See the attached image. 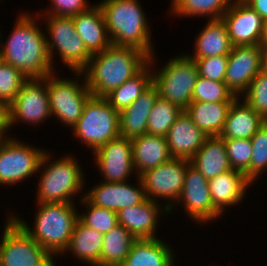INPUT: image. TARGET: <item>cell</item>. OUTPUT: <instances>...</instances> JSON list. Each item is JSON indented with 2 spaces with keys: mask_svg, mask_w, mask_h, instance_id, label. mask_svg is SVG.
<instances>
[{
  "mask_svg": "<svg viewBox=\"0 0 267 266\" xmlns=\"http://www.w3.org/2000/svg\"><path fill=\"white\" fill-rule=\"evenodd\" d=\"M32 14V15H31ZM19 12L7 40L2 42L4 62L19 69L27 78H42L56 72L46 42L45 31L37 23L39 15Z\"/></svg>",
  "mask_w": 267,
  "mask_h": 266,
  "instance_id": "6da1fadb",
  "label": "cell"
},
{
  "mask_svg": "<svg viewBox=\"0 0 267 266\" xmlns=\"http://www.w3.org/2000/svg\"><path fill=\"white\" fill-rule=\"evenodd\" d=\"M148 60L149 57L137 48L111 44L93 54L81 72L92 96L105 97L136 75Z\"/></svg>",
  "mask_w": 267,
  "mask_h": 266,
  "instance_id": "7a4b0ae2",
  "label": "cell"
},
{
  "mask_svg": "<svg viewBox=\"0 0 267 266\" xmlns=\"http://www.w3.org/2000/svg\"><path fill=\"white\" fill-rule=\"evenodd\" d=\"M98 5L111 44L137 48L149 58L154 56L149 22L139 0H101Z\"/></svg>",
  "mask_w": 267,
  "mask_h": 266,
  "instance_id": "3957f363",
  "label": "cell"
},
{
  "mask_svg": "<svg viewBox=\"0 0 267 266\" xmlns=\"http://www.w3.org/2000/svg\"><path fill=\"white\" fill-rule=\"evenodd\" d=\"M34 226L10 212V216L54 258L67 248L78 220L76 203H37Z\"/></svg>",
  "mask_w": 267,
  "mask_h": 266,
  "instance_id": "277c9868",
  "label": "cell"
},
{
  "mask_svg": "<svg viewBox=\"0 0 267 266\" xmlns=\"http://www.w3.org/2000/svg\"><path fill=\"white\" fill-rule=\"evenodd\" d=\"M47 152L38 170L43 169L39 175L36 203H75L74 197L84 190L86 179L83 167L72 154L54 160L51 159L52 154Z\"/></svg>",
  "mask_w": 267,
  "mask_h": 266,
  "instance_id": "5b68a950",
  "label": "cell"
},
{
  "mask_svg": "<svg viewBox=\"0 0 267 266\" xmlns=\"http://www.w3.org/2000/svg\"><path fill=\"white\" fill-rule=\"evenodd\" d=\"M154 57H150L148 63L152 67V83L159 97L185 110L192 102L193 89L199 76L195 60L183 53L170 58L164 67L155 71Z\"/></svg>",
  "mask_w": 267,
  "mask_h": 266,
  "instance_id": "8992f818",
  "label": "cell"
},
{
  "mask_svg": "<svg viewBox=\"0 0 267 266\" xmlns=\"http://www.w3.org/2000/svg\"><path fill=\"white\" fill-rule=\"evenodd\" d=\"M73 137L95 151L119 134V112L104 97L91 96L85 103L82 116L71 129Z\"/></svg>",
  "mask_w": 267,
  "mask_h": 266,
  "instance_id": "52a82bcc",
  "label": "cell"
},
{
  "mask_svg": "<svg viewBox=\"0 0 267 266\" xmlns=\"http://www.w3.org/2000/svg\"><path fill=\"white\" fill-rule=\"evenodd\" d=\"M45 24L47 49L54 67V54L61 57L62 63L73 72H81L88 64L92 54L76 32L73 17L39 16ZM49 35V37H48ZM55 50V51H54ZM57 50V51H56ZM55 52V53H54Z\"/></svg>",
  "mask_w": 267,
  "mask_h": 266,
  "instance_id": "ba28073f",
  "label": "cell"
},
{
  "mask_svg": "<svg viewBox=\"0 0 267 266\" xmlns=\"http://www.w3.org/2000/svg\"><path fill=\"white\" fill-rule=\"evenodd\" d=\"M73 73L78 78H60L56 72L46 76L52 118L55 116L58 121L70 129L82 116L85 103L92 96L82 72ZM81 76L82 78H80Z\"/></svg>",
  "mask_w": 267,
  "mask_h": 266,
  "instance_id": "9c48e42d",
  "label": "cell"
},
{
  "mask_svg": "<svg viewBox=\"0 0 267 266\" xmlns=\"http://www.w3.org/2000/svg\"><path fill=\"white\" fill-rule=\"evenodd\" d=\"M0 240V266H56L55 258L41 247L11 216Z\"/></svg>",
  "mask_w": 267,
  "mask_h": 266,
  "instance_id": "30bf717a",
  "label": "cell"
},
{
  "mask_svg": "<svg viewBox=\"0 0 267 266\" xmlns=\"http://www.w3.org/2000/svg\"><path fill=\"white\" fill-rule=\"evenodd\" d=\"M46 151L12 135L0 139V185L22 184L33 174H40L39 166Z\"/></svg>",
  "mask_w": 267,
  "mask_h": 266,
  "instance_id": "8fae6325",
  "label": "cell"
},
{
  "mask_svg": "<svg viewBox=\"0 0 267 266\" xmlns=\"http://www.w3.org/2000/svg\"><path fill=\"white\" fill-rule=\"evenodd\" d=\"M190 164V160L187 159L171 158L168 162L142 173L139 177L146 198L156 202L161 198L165 200L162 205L169 209L170 215L173 209L175 211L174 204L181 194L185 172Z\"/></svg>",
  "mask_w": 267,
  "mask_h": 266,
  "instance_id": "7c38bea8",
  "label": "cell"
},
{
  "mask_svg": "<svg viewBox=\"0 0 267 266\" xmlns=\"http://www.w3.org/2000/svg\"><path fill=\"white\" fill-rule=\"evenodd\" d=\"M8 110L10 128L19 121L37 126L51 118L46 77L28 78L8 105Z\"/></svg>",
  "mask_w": 267,
  "mask_h": 266,
  "instance_id": "4fadbf2b",
  "label": "cell"
},
{
  "mask_svg": "<svg viewBox=\"0 0 267 266\" xmlns=\"http://www.w3.org/2000/svg\"><path fill=\"white\" fill-rule=\"evenodd\" d=\"M176 204H181L187 216L199 225L216 221L221 217L211 199L209 180L191 164L185 172L184 185L174 205Z\"/></svg>",
  "mask_w": 267,
  "mask_h": 266,
  "instance_id": "5bb4252c",
  "label": "cell"
},
{
  "mask_svg": "<svg viewBox=\"0 0 267 266\" xmlns=\"http://www.w3.org/2000/svg\"><path fill=\"white\" fill-rule=\"evenodd\" d=\"M265 56L260 45L232 47L224 82L234 96L241 98L251 81L262 72Z\"/></svg>",
  "mask_w": 267,
  "mask_h": 266,
  "instance_id": "9a60e30c",
  "label": "cell"
},
{
  "mask_svg": "<svg viewBox=\"0 0 267 266\" xmlns=\"http://www.w3.org/2000/svg\"><path fill=\"white\" fill-rule=\"evenodd\" d=\"M103 182L129 181L135 175L131 139L119 136L92 152ZM97 165V166H96Z\"/></svg>",
  "mask_w": 267,
  "mask_h": 266,
  "instance_id": "2e32d148",
  "label": "cell"
},
{
  "mask_svg": "<svg viewBox=\"0 0 267 266\" xmlns=\"http://www.w3.org/2000/svg\"><path fill=\"white\" fill-rule=\"evenodd\" d=\"M221 19L233 46L260 45L264 20L244 0H234Z\"/></svg>",
  "mask_w": 267,
  "mask_h": 266,
  "instance_id": "e0dca14e",
  "label": "cell"
},
{
  "mask_svg": "<svg viewBox=\"0 0 267 266\" xmlns=\"http://www.w3.org/2000/svg\"><path fill=\"white\" fill-rule=\"evenodd\" d=\"M137 185L128 181L103 182L91 187L84 193V197L96 206L115 212L120 209L141 204L145 199V192L140 177L137 176Z\"/></svg>",
  "mask_w": 267,
  "mask_h": 266,
  "instance_id": "ac0fdd59",
  "label": "cell"
},
{
  "mask_svg": "<svg viewBox=\"0 0 267 266\" xmlns=\"http://www.w3.org/2000/svg\"><path fill=\"white\" fill-rule=\"evenodd\" d=\"M162 212L169 215L167 207L146 198L141 204L120 209L117 212L118 224L136 239H155L158 238L156 230Z\"/></svg>",
  "mask_w": 267,
  "mask_h": 266,
  "instance_id": "d6986e66",
  "label": "cell"
},
{
  "mask_svg": "<svg viewBox=\"0 0 267 266\" xmlns=\"http://www.w3.org/2000/svg\"><path fill=\"white\" fill-rule=\"evenodd\" d=\"M208 137L193 123L185 110L165 136L171 157L187 160L198 152Z\"/></svg>",
  "mask_w": 267,
  "mask_h": 266,
  "instance_id": "ffe728a7",
  "label": "cell"
},
{
  "mask_svg": "<svg viewBox=\"0 0 267 266\" xmlns=\"http://www.w3.org/2000/svg\"><path fill=\"white\" fill-rule=\"evenodd\" d=\"M252 184L242 171L231 169L209 180L214 208L223 215L227 207L243 202L248 186Z\"/></svg>",
  "mask_w": 267,
  "mask_h": 266,
  "instance_id": "44dd1931",
  "label": "cell"
},
{
  "mask_svg": "<svg viewBox=\"0 0 267 266\" xmlns=\"http://www.w3.org/2000/svg\"><path fill=\"white\" fill-rule=\"evenodd\" d=\"M158 97L152 83L129 107L119 112L120 136L133 139L147 133L148 117Z\"/></svg>",
  "mask_w": 267,
  "mask_h": 266,
  "instance_id": "7402d4cb",
  "label": "cell"
},
{
  "mask_svg": "<svg viewBox=\"0 0 267 266\" xmlns=\"http://www.w3.org/2000/svg\"><path fill=\"white\" fill-rule=\"evenodd\" d=\"M73 21L76 32L92 55L104 51L111 45L104 15L98 4L73 16Z\"/></svg>",
  "mask_w": 267,
  "mask_h": 266,
  "instance_id": "603a6c76",
  "label": "cell"
},
{
  "mask_svg": "<svg viewBox=\"0 0 267 266\" xmlns=\"http://www.w3.org/2000/svg\"><path fill=\"white\" fill-rule=\"evenodd\" d=\"M135 177L145 171L168 162L172 157L168 150L166 138L153 134H144L131 139Z\"/></svg>",
  "mask_w": 267,
  "mask_h": 266,
  "instance_id": "cb8c5ba5",
  "label": "cell"
},
{
  "mask_svg": "<svg viewBox=\"0 0 267 266\" xmlns=\"http://www.w3.org/2000/svg\"><path fill=\"white\" fill-rule=\"evenodd\" d=\"M263 123L264 119L238 97L229 108L219 137L223 140L251 139Z\"/></svg>",
  "mask_w": 267,
  "mask_h": 266,
  "instance_id": "d4e9b609",
  "label": "cell"
},
{
  "mask_svg": "<svg viewBox=\"0 0 267 266\" xmlns=\"http://www.w3.org/2000/svg\"><path fill=\"white\" fill-rule=\"evenodd\" d=\"M205 27L195 38L193 54L187 53L191 59L207 58L211 56L229 55L232 43L222 19H208Z\"/></svg>",
  "mask_w": 267,
  "mask_h": 266,
  "instance_id": "484cf974",
  "label": "cell"
},
{
  "mask_svg": "<svg viewBox=\"0 0 267 266\" xmlns=\"http://www.w3.org/2000/svg\"><path fill=\"white\" fill-rule=\"evenodd\" d=\"M172 246L160 238L137 239L120 266H174Z\"/></svg>",
  "mask_w": 267,
  "mask_h": 266,
  "instance_id": "4316f807",
  "label": "cell"
},
{
  "mask_svg": "<svg viewBox=\"0 0 267 266\" xmlns=\"http://www.w3.org/2000/svg\"><path fill=\"white\" fill-rule=\"evenodd\" d=\"M104 234L77 220L67 248L64 253L71 252L73 258L89 266H100V254L102 251Z\"/></svg>",
  "mask_w": 267,
  "mask_h": 266,
  "instance_id": "83f0119b",
  "label": "cell"
},
{
  "mask_svg": "<svg viewBox=\"0 0 267 266\" xmlns=\"http://www.w3.org/2000/svg\"><path fill=\"white\" fill-rule=\"evenodd\" d=\"M190 163L208 180L232 169L225 142L219 136L208 137Z\"/></svg>",
  "mask_w": 267,
  "mask_h": 266,
  "instance_id": "f1b7e54d",
  "label": "cell"
},
{
  "mask_svg": "<svg viewBox=\"0 0 267 266\" xmlns=\"http://www.w3.org/2000/svg\"><path fill=\"white\" fill-rule=\"evenodd\" d=\"M233 102H191L185 109L193 123L209 137L219 136Z\"/></svg>",
  "mask_w": 267,
  "mask_h": 266,
  "instance_id": "f546056e",
  "label": "cell"
},
{
  "mask_svg": "<svg viewBox=\"0 0 267 266\" xmlns=\"http://www.w3.org/2000/svg\"><path fill=\"white\" fill-rule=\"evenodd\" d=\"M152 84V67L147 63L136 75L128 79L104 98L111 107L121 112L129 107Z\"/></svg>",
  "mask_w": 267,
  "mask_h": 266,
  "instance_id": "4dcf8cb0",
  "label": "cell"
},
{
  "mask_svg": "<svg viewBox=\"0 0 267 266\" xmlns=\"http://www.w3.org/2000/svg\"><path fill=\"white\" fill-rule=\"evenodd\" d=\"M137 239L118 224L104 234L100 266H120Z\"/></svg>",
  "mask_w": 267,
  "mask_h": 266,
  "instance_id": "1f68e13d",
  "label": "cell"
},
{
  "mask_svg": "<svg viewBox=\"0 0 267 266\" xmlns=\"http://www.w3.org/2000/svg\"><path fill=\"white\" fill-rule=\"evenodd\" d=\"M234 0H172L170 13L173 16L183 17H207L221 19L223 14L231 6Z\"/></svg>",
  "mask_w": 267,
  "mask_h": 266,
  "instance_id": "d6a6232c",
  "label": "cell"
},
{
  "mask_svg": "<svg viewBox=\"0 0 267 266\" xmlns=\"http://www.w3.org/2000/svg\"><path fill=\"white\" fill-rule=\"evenodd\" d=\"M182 112L179 106L158 97L148 117L147 133L165 137Z\"/></svg>",
  "mask_w": 267,
  "mask_h": 266,
  "instance_id": "836d02e7",
  "label": "cell"
},
{
  "mask_svg": "<svg viewBox=\"0 0 267 266\" xmlns=\"http://www.w3.org/2000/svg\"><path fill=\"white\" fill-rule=\"evenodd\" d=\"M81 205L86 212L78 214V219L88 227L106 234L118 225L117 212L91 204L83 195L80 197Z\"/></svg>",
  "mask_w": 267,
  "mask_h": 266,
  "instance_id": "e575fe53",
  "label": "cell"
},
{
  "mask_svg": "<svg viewBox=\"0 0 267 266\" xmlns=\"http://www.w3.org/2000/svg\"><path fill=\"white\" fill-rule=\"evenodd\" d=\"M236 98L225 82L201 76H198L192 93V102H233Z\"/></svg>",
  "mask_w": 267,
  "mask_h": 266,
  "instance_id": "d590c367",
  "label": "cell"
},
{
  "mask_svg": "<svg viewBox=\"0 0 267 266\" xmlns=\"http://www.w3.org/2000/svg\"><path fill=\"white\" fill-rule=\"evenodd\" d=\"M224 142L231 168L242 171L250 182V161L253 150L251 140L229 139Z\"/></svg>",
  "mask_w": 267,
  "mask_h": 266,
  "instance_id": "8d00e7d4",
  "label": "cell"
},
{
  "mask_svg": "<svg viewBox=\"0 0 267 266\" xmlns=\"http://www.w3.org/2000/svg\"><path fill=\"white\" fill-rule=\"evenodd\" d=\"M252 156L250 161V183L253 185L261 174L267 171V125L265 123L250 139Z\"/></svg>",
  "mask_w": 267,
  "mask_h": 266,
  "instance_id": "74e56055",
  "label": "cell"
},
{
  "mask_svg": "<svg viewBox=\"0 0 267 266\" xmlns=\"http://www.w3.org/2000/svg\"><path fill=\"white\" fill-rule=\"evenodd\" d=\"M27 79L19 69L4 62L0 66V100L9 105Z\"/></svg>",
  "mask_w": 267,
  "mask_h": 266,
  "instance_id": "f35d334b",
  "label": "cell"
},
{
  "mask_svg": "<svg viewBox=\"0 0 267 266\" xmlns=\"http://www.w3.org/2000/svg\"><path fill=\"white\" fill-rule=\"evenodd\" d=\"M240 99L244 100L263 119L267 117V76L263 71L251 81Z\"/></svg>",
  "mask_w": 267,
  "mask_h": 266,
  "instance_id": "ab89813d",
  "label": "cell"
},
{
  "mask_svg": "<svg viewBox=\"0 0 267 266\" xmlns=\"http://www.w3.org/2000/svg\"><path fill=\"white\" fill-rule=\"evenodd\" d=\"M193 60L196 62L199 76L209 80L224 82L228 65V55L211 56Z\"/></svg>",
  "mask_w": 267,
  "mask_h": 266,
  "instance_id": "60d3db41",
  "label": "cell"
},
{
  "mask_svg": "<svg viewBox=\"0 0 267 266\" xmlns=\"http://www.w3.org/2000/svg\"><path fill=\"white\" fill-rule=\"evenodd\" d=\"M92 6L89 5L87 0H50V7L47 10L45 8V10L36 12L39 16L73 17L90 9Z\"/></svg>",
  "mask_w": 267,
  "mask_h": 266,
  "instance_id": "b9f144b4",
  "label": "cell"
},
{
  "mask_svg": "<svg viewBox=\"0 0 267 266\" xmlns=\"http://www.w3.org/2000/svg\"><path fill=\"white\" fill-rule=\"evenodd\" d=\"M8 130H10L8 105L0 100V139L10 136L7 134Z\"/></svg>",
  "mask_w": 267,
  "mask_h": 266,
  "instance_id": "7bdbcfd3",
  "label": "cell"
},
{
  "mask_svg": "<svg viewBox=\"0 0 267 266\" xmlns=\"http://www.w3.org/2000/svg\"><path fill=\"white\" fill-rule=\"evenodd\" d=\"M263 20L267 19V0H244Z\"/></svg>",
  "mask_w": 267,
  "mask_h": 266,
  "instance_id": "ee69618b",
  "label": "cell"
},
{
  "mask_svg": "<svg viewBox=\"0 0 267 266\" xmlns=\"http://www.w3.org/2000/svg\"><path fill=\"white\" fill-rule=\"evenodd\" d=\"M260 46L263 48L264 52L267 55V19L264 20L263 35L260 42Z\"/></svg>",
  "mask_w": 267,
  "mask_h": 266,
  "instance_id": "f6af8a7d",
  "label": "cell"
},
{
  "mask_svg": "<svg viewBox=\"0 0 267 266\" xmlns=\"http://www.w3.org/2000/svg\"><path fill=\"white\" fill-rule=\"evenodd\" d=\"M262 71L264 72V74L267 76V55L265 56L264 59V64H263V69Z\"/></svg>",
  "mask_w": 267,
  "mask_h": 266,
  "instance_id": "bcb514c9",
  "label": "cell"
},
{
  "mask_svg": "<svg viewBox=\"0 0 267 266\" xmlns=\"http://www.w3.org/2000/svg\"><path fill=\"white\" fill-rule=\"evenodd\" d=\"M4 63V58L2 56V53L0 51V66Z\"/></svg>",
  "mask_w": 267,
  "mask_h": 266,
  "instance_id": "7dc6e473",
  "label": "cell"
},
{
  "mask_svg": "<svg viewBox=\"0 0 267 266\" xmlns=\"http://www.w3.org/2000/svg\"><path fill=\"white\" fill-rule=\"evenodd\" d=\"M1 36L2 35H1V31H0V50H1V45H2V42H3L2 39H1L2 38Z\"/></svg>",
  "mask_w": 267,
  "mask_h": 266,
  "instance_id": "c3c4849f",
  "label": "cell"
},
{
  "mask_svg": "<svg viewBox=\"0 0 267 266\" xmlns=\"http://www.w3.org/2000/svg\"><path fill=\"white\" fill-rule=\"evenodd\" d=\"M264 123L267 125V117L264 119Z\"/></svg>",
  "mask_w": 267,
  "mask_h": 266,
  "instance_id": "681fc988",
  "label": "cell"
}]
</instances>
